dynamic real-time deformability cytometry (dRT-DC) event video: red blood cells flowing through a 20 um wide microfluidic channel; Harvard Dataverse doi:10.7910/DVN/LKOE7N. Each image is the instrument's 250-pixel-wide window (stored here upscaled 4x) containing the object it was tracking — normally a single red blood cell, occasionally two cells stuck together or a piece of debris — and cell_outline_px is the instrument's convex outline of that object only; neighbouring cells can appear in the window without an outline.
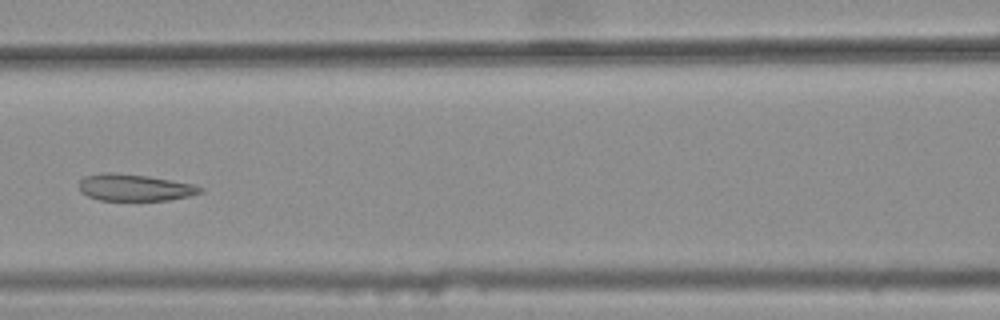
{"species": "common noctule bat (a hibernating species)", "species_latin": "Nyctalus noctula", "temperature_condition": "warm", "stored_images_in_passage": 7, "camera_frame_rate_fps": 3000, "um_per_image_px": 0.085, "animal": {"sex": "female", "body_mass_g": 25.1}, "frame": {"image": 1, "passage_image": 7, "time_ms": 2.0, "image_size_px": [1000, 320], "cell_outline_px": [[204, 192], [188, 196], [168, 200], [100, 200], [88, 196], [80, 192], [80, 180], [84, 176], [104, 172], [112, 172], [148, 176], [192, 184], [204, 188]], "centroid_in_image_um": [11.43, 15.94], "position_along_channel_um": 155.2, "area_um2": 18.84}}